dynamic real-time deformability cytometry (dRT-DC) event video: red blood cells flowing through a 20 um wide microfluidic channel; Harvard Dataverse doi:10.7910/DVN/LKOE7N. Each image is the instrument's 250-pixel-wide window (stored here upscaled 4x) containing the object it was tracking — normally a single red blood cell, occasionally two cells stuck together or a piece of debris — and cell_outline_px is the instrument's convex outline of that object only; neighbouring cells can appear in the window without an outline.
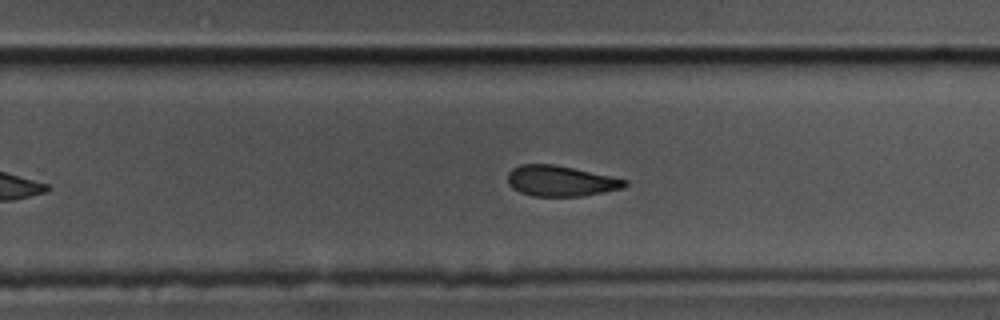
{"species": "common noctule bat (a hibernating species)", "species_latin": "Nyctalus noctula", "temperature_condition": "cold", "stored_images_in_passage": 33, "camera_frame_rate_fps": 3000, "um_per_image_px": 0.085, "animal": {"sex": "male", "body_mass_g": 17.5, "forearm_length_mm": 52.3}, "frame": {"image": 1, "passage_image": 28, "time_ms": 9.0, "image_size_px": [1000, 320], "cell_outline_px": [[628, 184], [624, 188], [584, 196], [532, 196], [520, 192], [512, 188], [508, 184], [508, 172], [512, 168], [520, 164], [552, 164], [612, 176], [628, 180]], "centroid_in_image_um": [47.65, 15.38], "position_along_channel_um": 282.1, "area_um2": 20.98}}